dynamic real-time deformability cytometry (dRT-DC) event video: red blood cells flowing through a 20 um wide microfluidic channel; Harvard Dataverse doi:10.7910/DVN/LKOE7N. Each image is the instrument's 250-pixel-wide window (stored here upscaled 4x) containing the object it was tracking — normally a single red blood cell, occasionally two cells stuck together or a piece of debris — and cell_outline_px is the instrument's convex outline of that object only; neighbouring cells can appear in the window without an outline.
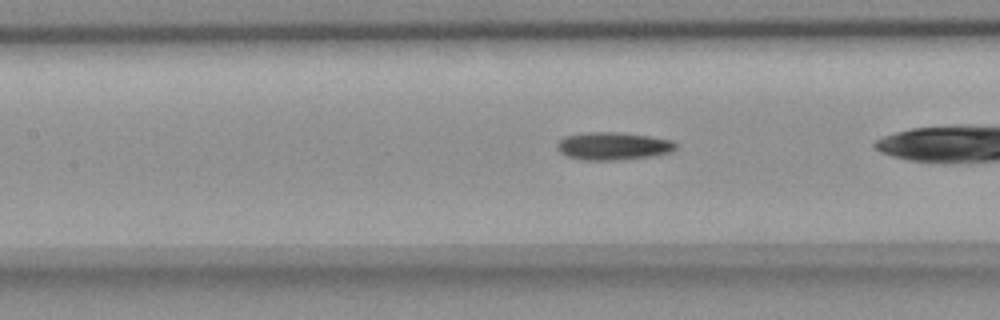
{"species": "common noctule bat (a hibernating species)", "species_latin": "Nyctalus noctula", "temperature_condition": "room temperature", "stored_images_in_passage": 32, "camera_frame_rate_fps": 3000, "um_per_image_px": 0.085, "animal": {"sex": "female", "body_mass_g": 18.4}, "frame": {"image": 1, "passage_image": 19, "time_ms": 6.0, "image_size_px": [1000, 320], "cell_outline_px": [[676, 148], [672, 152], [656, 156], [616, 160], [584, 160], [568, 156], [560, 152], [556, 148], [556, 144], [564, 136], [588, 132], [620, 132], [648, 136], [672, 140], [676, 144]], "centroid_in_image_um": [52.13, 12.42], "position_along_channel_um": 155.3, "area_um2": 19.31}}
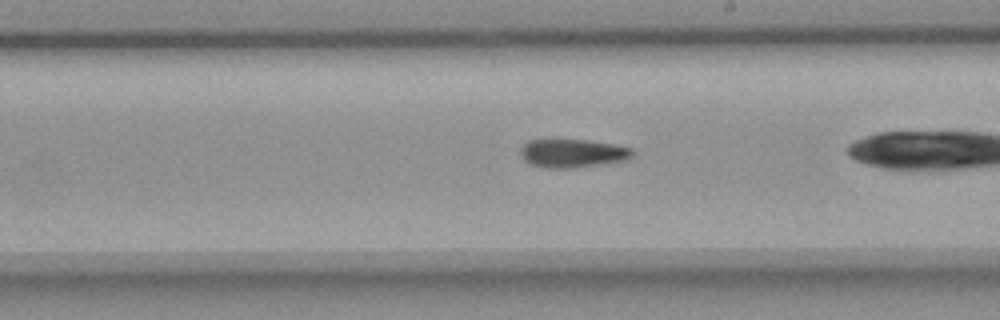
{"frame": {"image": 2, "passage_image": 26, "time_ms": 8.333, "image_size_px": [1000, 320], "cell_outline_px": [[632, 156], [624, 160], [572, 168], [544, 168], [532, 164], [524, 160], [520, 156], [520, 148], [528, 140], [588, 140], [612, 144], [632, 148]], "centroid_in_image_um": [48.61, 13.02], "position_along_channel_um": 240.4, "area_um2": 18.32}}
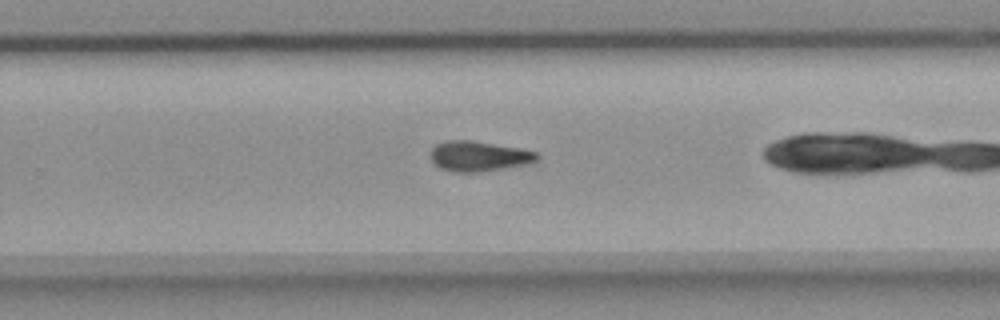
{"frame": {"image": 3, "passage_image": 30, "time_ms": 9.667, "image_size_px": [1000, 320], "cell_outline_px": [[540, 160], [524, 164], [480, 172], [452, 172], [440, 168], [432, 160], [428, 152], [436, 144], [444, 140], [472, 140], [520, 148], [536, 152], [540, 156]], "centroid_in_image_um": [40.66, 13.26], "position_along_channel_um": 289.1, "area_um2": 18.84}}